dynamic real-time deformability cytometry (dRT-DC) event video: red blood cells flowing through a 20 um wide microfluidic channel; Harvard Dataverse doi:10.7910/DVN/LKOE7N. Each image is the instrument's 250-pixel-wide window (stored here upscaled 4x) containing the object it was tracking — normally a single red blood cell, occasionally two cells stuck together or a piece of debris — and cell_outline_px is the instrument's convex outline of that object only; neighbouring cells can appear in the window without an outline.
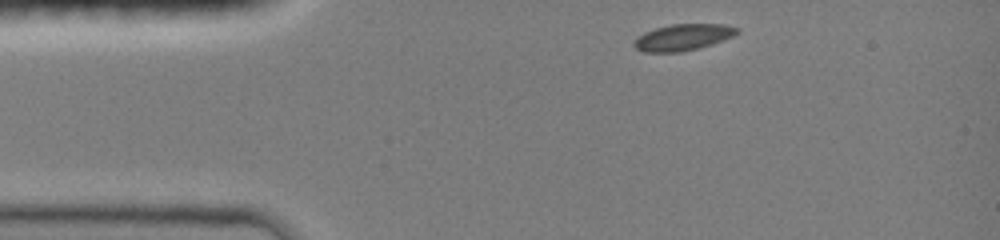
{"species": "common noctule bat (a hibernating species)", "species_latin": "Nyctalus noctula", "temperature_condition": "room temperature", "stored_images_in_passage": 36, "camera_frame_rate_fps": 3000, "um_per_image_px": 0.085, "animal": {"sex": "female", "body_mass_g": 19.0, "forearm_length_mm": 51.5}, "frame": {"image": 1, "passage_image": 1, "time_ms": 0.0, "image_size_px": [1000, 240], "cell_outline_px": [[740, 32], [724, 40], [700, 48], [680, 52], [644, 52], [636, 48], [632, 44], [644, 32], [656, 28], [672, 24], [724, 24], [736, 28]], "centroid_in_image_um": [58.06, 3.17], "position_along_channel_um": 26.9, "area_um2": 15.72}}
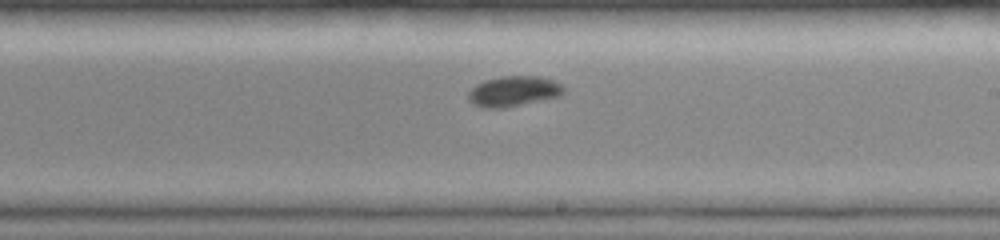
{"frame": {"image": 2, "passage_image": 21, "time_ms": 6.667, "image_size_px": [1000, 240], "cell_outline_px": [[564, 92], [560, 96], [504, 108], [484, 108], [472, 104], [468, 100], [468, 92], [476, 84], [484, 80], [500, 76], [536, 76], [552, 80], [560, 84], [564, 88]], "centroid_in_image_um": [43.61, 7.76], "position_along_channel_um": 245.4, "area_um2": 16.88}}
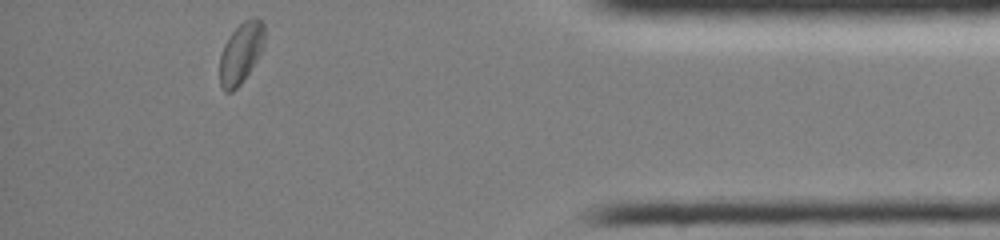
{"frame": {"image": 3, "passage_image": 36, "time_ms": 11.667, "image_size_px": [1000, 240], "cell_outline_px": [[264, 48], [240, 84], [232, 92], [224, 92], [220, 84], [220, 56], [224, 44], [232, 32], [244, 20], [252, 16], [256, 16], [264, 24]], "centroid_in_image_um": [20.48, 4.48], "position_along_channel_um": 414.7, "area_um2": 15.84}}